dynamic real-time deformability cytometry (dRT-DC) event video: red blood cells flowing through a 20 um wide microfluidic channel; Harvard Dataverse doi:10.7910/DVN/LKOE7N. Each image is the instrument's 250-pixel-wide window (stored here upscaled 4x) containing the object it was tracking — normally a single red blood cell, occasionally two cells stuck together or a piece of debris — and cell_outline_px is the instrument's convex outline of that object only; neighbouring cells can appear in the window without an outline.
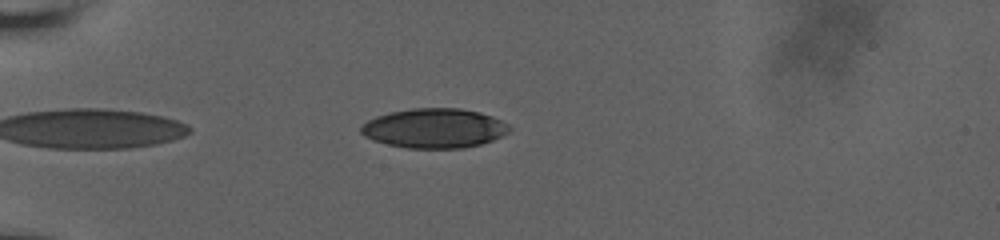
{"species": "human", "species_latin": "Homo sapiens", "temperature_condition": "room temperature", "stored_images_in_passage": 42, "camera_frame_rate_fps": 3000, "um_per_image_px": 0.085, "donor": {"sex": "male"}, "frame": {"image": 1, "passage_image": 3, "time_ms": 0.667, "image_size_px": [1000, 240], "cell_outline_px": [[512, 128], [508, 132], [492, 140], [480, 144], [464, 148], [408, 148], [388, 144], [372, 140], [364, 136], [360, 132], [360, 128], [368, 120], [376, 116], [388, 112], [412, 108], [460, 108], [480, 112], [492, 116], [508, 124]], "centroid_in_image_um": [36.91, 10.89], "position_along_channel_um": 48.1, "area_um2": 34.22}}
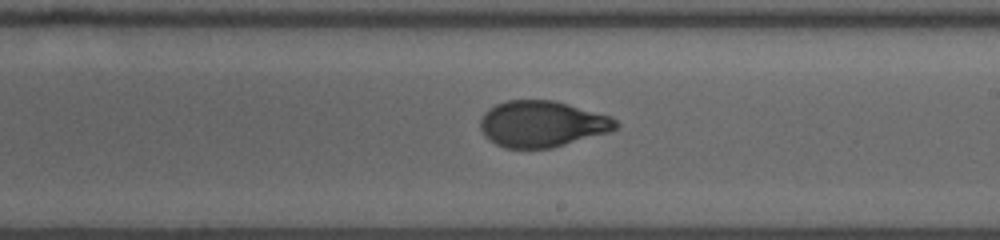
{"frame": {"image": 2, "passage_image": 21, "time_ms": 6.667, "image_size_px": [1000, 240], "cell_outline_px": [[620, 124], [612, 132], [552, 148], [504, 148], [488, 140], [484, 136], [480, 128], [480, 120], [484, 112], [488, 108], [496, 104], [508, 100], [552, 100], [568, 104], [612, 116]], "centroid_in_image_um": [46.09, 10.54], "position_along_channel_um": 242.9, "area_um2": 36.88}}
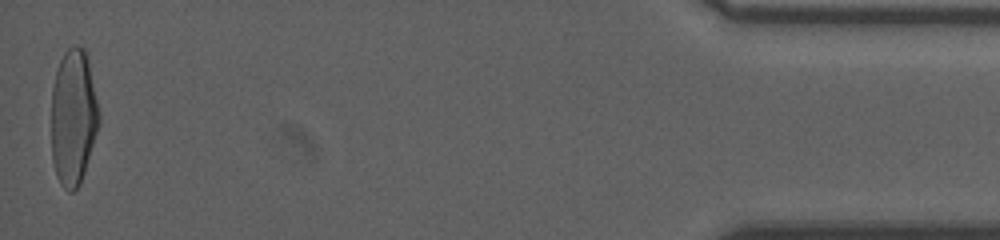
{"frame": {"image": 3, "passage_image": 42, "time_ms": 13.667, "image_size_px": [1000, 240], "cell_outline_px": [[100, 124], [80, 184], [72, 192], [68, 192], [60, 184], [56, 176], [52, 160], [52, 88], [56, 72], [60, 60], [64, 52], [72, 44], [76, 44], [84, 48], [88, 60], [100, 112]], "centroid_in_image_um": [6.24, 9.96], "position_along_channel_um": 429.0, "area_um2": 38.03}, "authors_computed_cell_mechanics": {"area_um2": 36.9631, "velocity_mm_per_s": 3.8141, "shape_relaxation_time_tau1_ms": 8.1541, "shape_relaxation_time_tau2_ms": 0.8228, "deformation_change_tau1": 0.2685, "deformation_change_tau2": 0.0578}}